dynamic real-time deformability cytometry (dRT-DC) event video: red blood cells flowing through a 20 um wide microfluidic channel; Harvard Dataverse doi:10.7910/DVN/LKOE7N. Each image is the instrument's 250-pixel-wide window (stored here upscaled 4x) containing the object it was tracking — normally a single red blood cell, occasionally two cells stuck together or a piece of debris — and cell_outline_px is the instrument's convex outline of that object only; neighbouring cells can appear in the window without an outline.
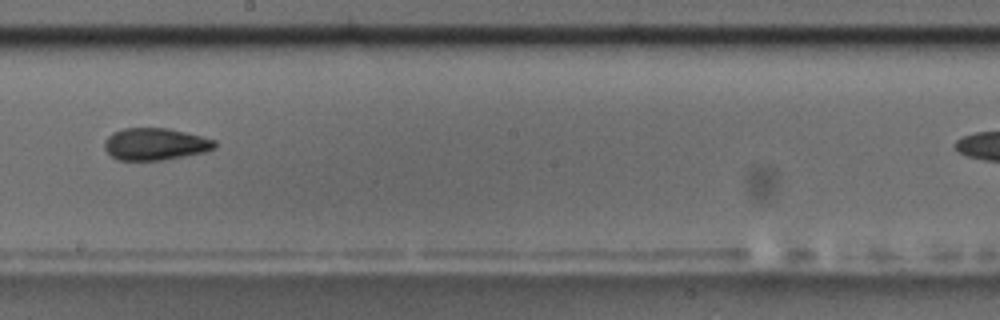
{"species": "common noctule bat (a hibernating species)", "species_latin": "Nyctalus noctula", "temperature_condition": "room temperature", "stored_images_in_passage": 10, "camera_frame_rate_fps": 3000, "um_per_image_px": 0.085, "animal": {"sex": "male", "body_mass_g": 17.5, "forearm_length_mm": 52.3}, "frame": {"image": 1, "passage_image": 6, "time_ms": 5.667, "image_size_px": [1000, 320], "cell_outline_px": [[216, 148], [204, 152], [160, 160], [116, 160], [104, 148], [104, 140], [112, 132], [124, 128], [168, 128], [216, 140]], "centroid_in_image_um": [13.16, 12.24], "position_along_channel_um": 235.0, "area_um2": 20.52}}
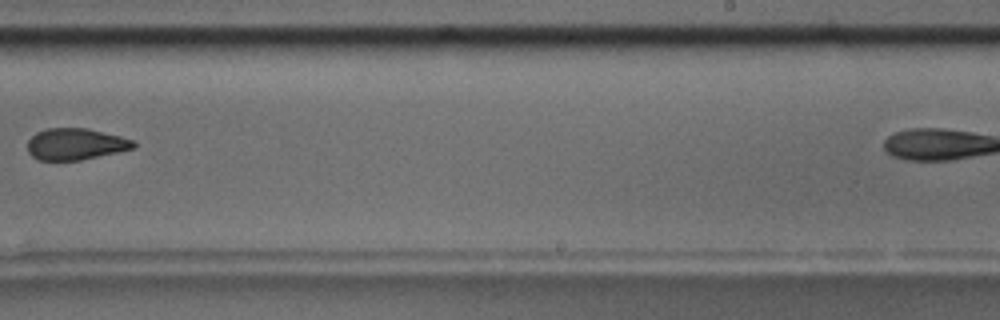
{"frame": {"image": 2, "passage_image": 7, "time_ms": 7.0, "image_size_px": [1000, 320], "cell_outline_px": [[136, 148], [80, 160], [36, 160], [28, 152], [28, 140], [36, 132], [48, 128], [88, 128], [136, 140]], "centroid_in_image_um": [6.44, 12.24], "position_along_channel_um": 282.6, "area_um2": 19.59}, "authors_computed_cell_mechanics": {"area_um2": 20.4612, "velocity_mm_per_s": 3.567, "shape_relaxation_time_tau1_ms": null, "shape_relaxation_time_tau2_ms": 4.544, "deformation_change_tau1": null, "deformation_change_tau2": 0.1026}}